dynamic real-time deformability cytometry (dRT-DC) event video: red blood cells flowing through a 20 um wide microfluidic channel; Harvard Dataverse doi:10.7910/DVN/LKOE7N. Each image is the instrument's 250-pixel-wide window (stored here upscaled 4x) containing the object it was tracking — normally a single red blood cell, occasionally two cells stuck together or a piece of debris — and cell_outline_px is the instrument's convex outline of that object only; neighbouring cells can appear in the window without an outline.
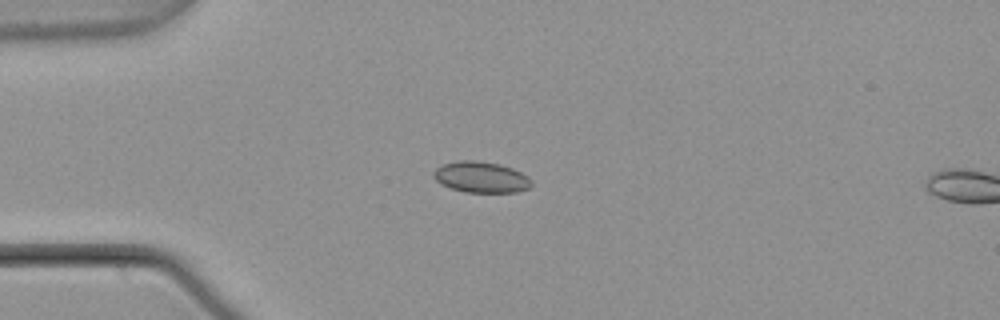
{"species": "common noctule bat (a hibernating species)", "species_latin": "Nyctalus noctula", "temperature_condition": "warm", "stored_images_in_passage": 4, "camera_frame_rate_fps": 3000, "um_per_image_px": 0.085, "animal": {"sex": "male", "body_mass_g": 21.5, "forearm_length_mm": 52.0}, "frame": {"image": 1, "passage_image": 3, "time_ms": 0.667, "image_size_px": [1000, 320], "cell_outline_px": [[532, 184], [528, 188], [516, 192], [464, 192], [440, 184], [432, 176], [432, 172], [436, 168], [444, 164], [460, 160], [476, 160], [500, 164], [512, 168], [528, 176], [532, 180]], "centroid_in_image_um": [40.88, 15.05], "position_along_channel_um": 44.1, "area_um2": 17.74}}